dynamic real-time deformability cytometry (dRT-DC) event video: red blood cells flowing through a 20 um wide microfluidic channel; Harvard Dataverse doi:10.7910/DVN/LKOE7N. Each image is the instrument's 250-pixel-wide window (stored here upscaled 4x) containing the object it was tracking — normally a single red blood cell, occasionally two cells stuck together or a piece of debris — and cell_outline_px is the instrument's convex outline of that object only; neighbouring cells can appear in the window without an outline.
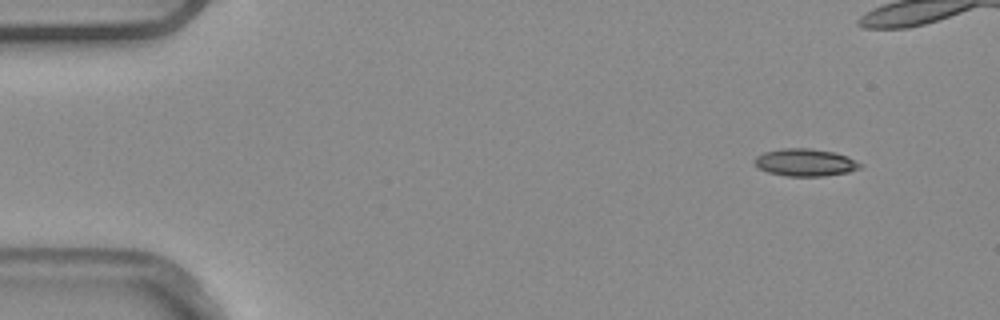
{"species": "common noctule bat (a hibernating species)", "species_latin": "Nyctalus noctula", "temperature_condition": "warm", "stored_images_in_passage": 5, "camera_frame_rate_fps": 3000, "um_per_image_px": 0.085, "animal": {"sex": "male", "body_mass_g": 20.4}, "frame": {"image": 1, "passage_image": 1, "time_ms": 0.0, "image_size_px": [1000, 320], "cell_outline_px": [[864, 164], [860, 168], [848, 172], [824, 176], [788, 176], [768, 172], [760, 168], [756, 164], [756, 156], [764, 152], [780, 148], [812, 148], [836, 152], [848, 156]], "centroid_in_image_um": [68.51, 13.79], "position_along_channel_um": 16.5, "area_um2": 16.94}}